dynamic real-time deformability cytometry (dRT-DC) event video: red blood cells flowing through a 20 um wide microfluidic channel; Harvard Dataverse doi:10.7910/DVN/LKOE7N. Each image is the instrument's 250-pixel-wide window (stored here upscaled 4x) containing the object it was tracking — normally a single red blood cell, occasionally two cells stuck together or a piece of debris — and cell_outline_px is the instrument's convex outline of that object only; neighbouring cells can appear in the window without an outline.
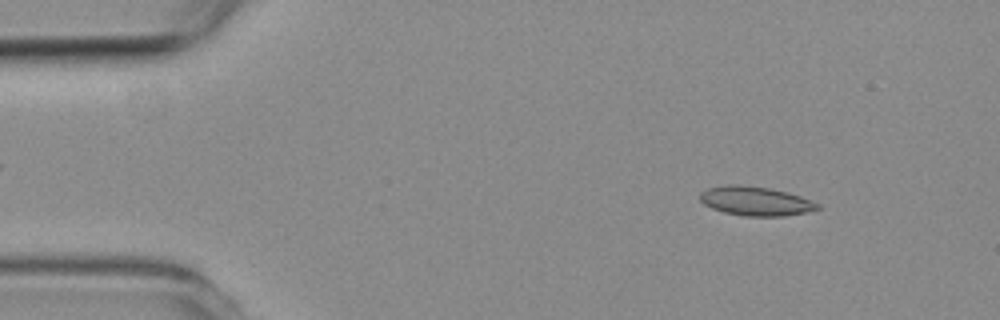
{"species": "common noctule bat (a hibernating species)", "species_latin": "Nyctalus noctula", "temperature_condition": "room temperature", "stored_images_in_passage": 4, "segment_of_instrument_passage": [1, 2], "camera_frame_rate_fps": 3000, "um_per_image_px": 0.085, "animal": {"sex": "female", "body_mass_g": 19.3, "forearm_length_mm": 54.1}, "frame": {"image": 1, "passage_image": 1, "time_ms": 0.0, "image_size_px": [1000, 320], "cell_outline_px": [[820, 208], [804, 212], [784, 216], [744, 216], [724, 212], [712, 208], [704, 204], [700, 200], [700, 192], [708, 188], [728, 184], [740, 184], [768, 188], [800, 196], [820, 204]], "centroid_in_image_um": [64.18, 17.09], "position_along_channel_um": 20.8, "area_um2": 19.77}}